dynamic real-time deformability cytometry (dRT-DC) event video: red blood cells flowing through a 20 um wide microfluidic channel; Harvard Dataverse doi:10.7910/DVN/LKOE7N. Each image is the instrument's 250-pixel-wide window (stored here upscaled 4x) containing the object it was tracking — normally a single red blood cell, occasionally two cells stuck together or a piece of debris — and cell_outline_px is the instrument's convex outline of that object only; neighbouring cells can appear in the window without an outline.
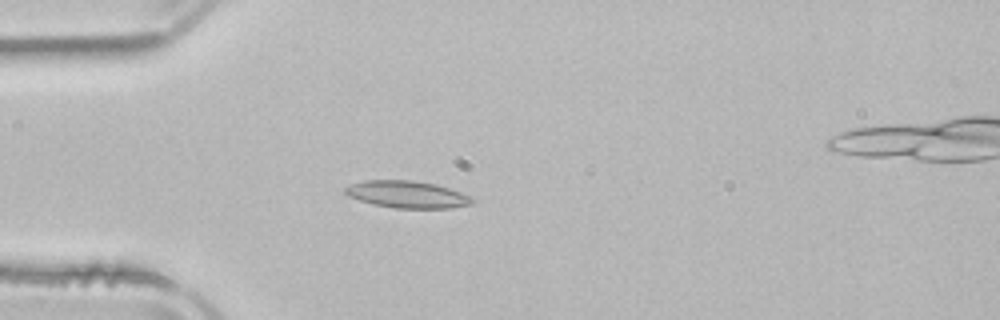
{"species": "common noctule bat (a hibernating species)", "species_latin": "Nyctalus noctula", "temperature_condition": "room temperature", "stored_images_in_passage": 4, "camera_frame_rate_fps": 3000, "um_per_image_px": 0.085, "animal": {"sex": "male", "body_mass_g": 21.5, "forearm_length_mm": 52.0}, "frame": {"image": 1, "passage_image": 4, "time_ms": 4.333, "image_size_px": [1000, 320], "cell_outline_px": [[476, 200], [472, 204], [448, 208], [396, 208], [372, 204], [348, 196], [344, 192], [344, 188], [352, 184], [364, 180], [412, 180], [436, 184], [472, 196]], "centroid_in_image_um": [34.62, 16.52], "position_along_channel_um": 50.4, "area_um2": 20.06}}